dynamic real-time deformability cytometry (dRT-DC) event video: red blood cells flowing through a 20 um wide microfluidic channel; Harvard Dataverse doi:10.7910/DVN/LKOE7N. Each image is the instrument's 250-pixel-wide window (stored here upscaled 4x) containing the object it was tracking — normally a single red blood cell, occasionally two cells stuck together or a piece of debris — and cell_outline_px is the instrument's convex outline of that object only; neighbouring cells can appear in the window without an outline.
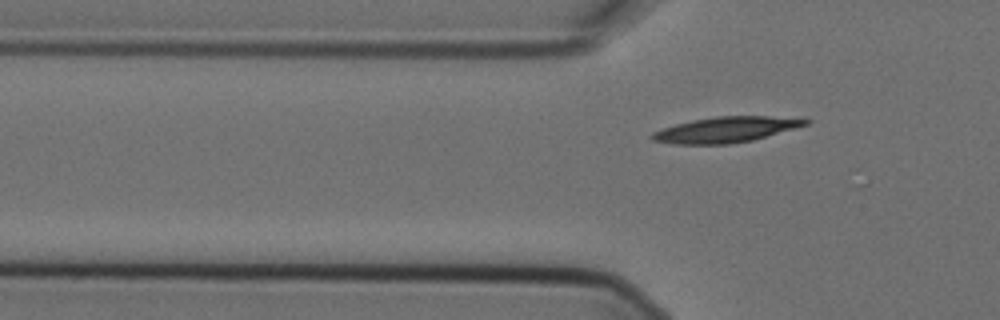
{"species": "Egyptian fruit bat (a non-hibernating species)", "species_latin": "Rousettus aegyptiacus", "temperature_condition": "cold", "stored_images_in_passage": 6, "camera_frame_rate_fps": 3000, "um_per_image_px": 0.085, "animal": {"sex": "female"}, "frame": {"image": 1, "passage_image": 6, "time_ms": 1.667, "image_size_px": [1000, 320], "cell_outline_px": [[812, 120], [808, 124], [796, 128], [752, 140], [728, 144], [672, 144], [652, 140], [648, 136], [652, 132], [676, 124], [692, 120], [716, 116], [768, 116]], "centroid_in_image_um": [61.65, 11.02], "position_along_channel_um": 64.1, "area_um2": 22.72}}